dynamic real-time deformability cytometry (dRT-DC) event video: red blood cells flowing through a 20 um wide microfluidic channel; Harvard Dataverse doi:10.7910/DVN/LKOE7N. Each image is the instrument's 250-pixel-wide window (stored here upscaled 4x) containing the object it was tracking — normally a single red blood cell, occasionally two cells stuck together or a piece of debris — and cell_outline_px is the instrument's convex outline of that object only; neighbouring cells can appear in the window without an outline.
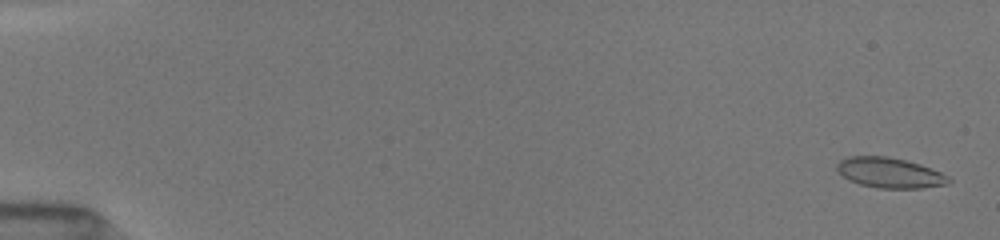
{"species": "common noctule bat (a hibernating species)", "species_latin": "Nyctalus noctula", "temperature_condition": "room temperature", "stored_images_in_passage": 10, "camera_frame_rate_fps": 3000, "um_per_image_px": 0.085, "animal": {"sex": "female", "body_mass_g": 19.5, "forearm_length_mm": 54.1}, "frame": {"image": 1, "passage_image": 1, "time_ms": 0.0, "image_size_px": [1000, 240], "cell_outline_px": [[952, 180], [948, 184], [920, 188], [876, 188], [860, 184], [844, 176], [836, 168], [836, 164], [840, 160], [848, 156], [888, 156], [920, 164], [940, 172], [948, 176]], "centroid_in_image_um": [75.64, 14.68], "position_along_channel_um": 9.4, "area_um2": 19.54}}
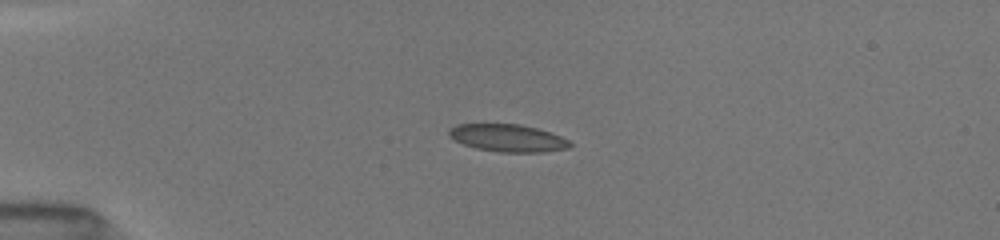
{"frame": {"image": 2, "passage_image": 7, "time_ms": 2.0, "image_size_px": [1000, 240], "cell_outline_px": [[572, 144], [568, 148], [544, 152], [500, 152], [476, 148], [464, 144], [448, 136], [448, 128], [456, 124], [520, 124], [536, 128], [560, 136], [568, 140]], "centroid_in_image_um": [43.13, 11.73], "position_along_channel_um": 41.9, "area_um2": 19.25}}
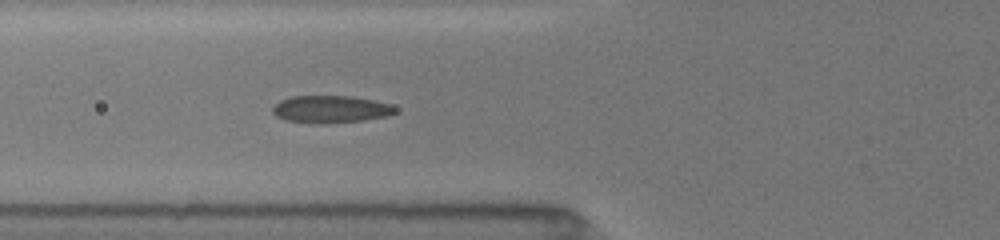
{"frame": {"image": 3, "passage_image": 10, "time_ms": 3.0, "image_size_px": [1000, 240], "cell_outline_px": [[400, 108], [396, 112], [388, 116], [364, 120], [320, 124], [284, 120], [276, 116], [272, 112], [272, 108], [280, 100], [292, 96], [352, 96], [392, 104]], "centroid_in_image_um": [28.14, 9.28], "position_along_channel_um": 97.7, "area_um2": 19.71}}